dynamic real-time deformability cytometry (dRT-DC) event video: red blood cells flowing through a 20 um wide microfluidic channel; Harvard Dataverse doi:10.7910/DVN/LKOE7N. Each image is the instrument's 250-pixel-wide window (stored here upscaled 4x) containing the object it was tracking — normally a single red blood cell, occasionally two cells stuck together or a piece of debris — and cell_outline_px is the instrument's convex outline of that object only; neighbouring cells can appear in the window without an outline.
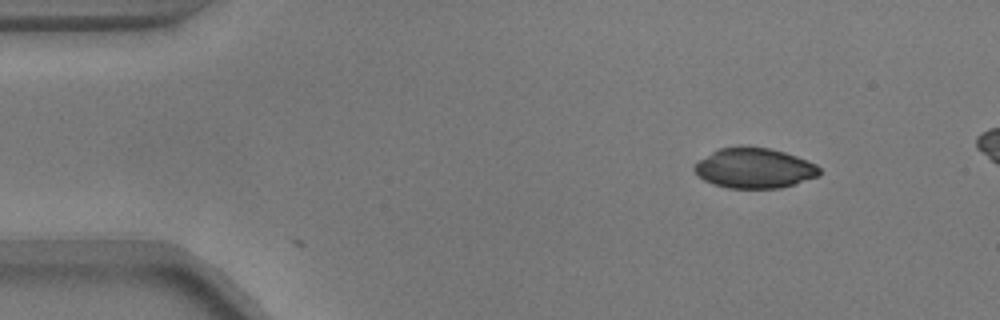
{"species": "common noctule bat (a hibernating species)", "species_latin": "Nyctalus noctula", "temperature_condition": "warm", "stored_images_in_passage": 2, "camera_frame_rate_fps": 3000, "um_per_image_px": 0.085, "animal": {"sex": "male", "body_mass_g": 17.9}, "frame": {"image": 1, "passage_image": 1, "time_ms": 0.0, "image_size_px": [1000, 320], "cell_outline_px": [[820, 176], [780, 188], [728, 188], [712, 184], [704, 180], [692, 168], [692, 164], [712, 152], [720, 148], [740, 144], [768, 148], [784, 152], [796, 156], [816, 164], [820, 168]], "centroid_in_image_um": [64.09, 14.27], "position_along_channel_um": 20.9, "area_um2": 29.59}}